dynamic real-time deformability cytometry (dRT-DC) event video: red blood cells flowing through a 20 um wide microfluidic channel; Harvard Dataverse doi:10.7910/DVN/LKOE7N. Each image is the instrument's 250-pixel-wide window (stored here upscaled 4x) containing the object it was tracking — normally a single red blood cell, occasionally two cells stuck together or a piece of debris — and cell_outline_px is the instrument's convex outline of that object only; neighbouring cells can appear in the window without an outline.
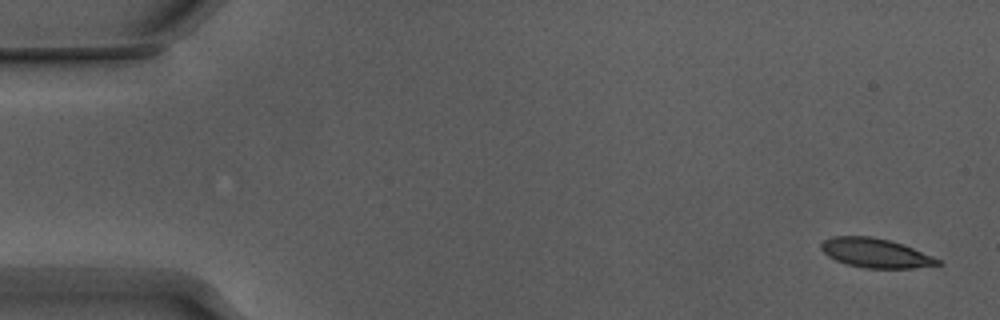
{"species": "Egyptian fruit bat (a non-hibernating species)", "species_latin": "Rousettus aegyptiacus", "temperature_condition": "warm", "stored_images_in_passage": 53, "camera_frame_rate_fps": 3000, "um_per_image_px": 0.085, "animal": {"sex": "male"}, "frame": {"image": 1, "passage_image": 1, "time_ms": 0.0, "image_size_px": [1000, 320], "cell_outline_px": [[944, 264], [912, 268], [864, 268], [848, 264], [836, 260], [828, 256], [820, 248], [820, 244], [824, 240], [832, 236], [872, 236], [904, 244], [932, 256], [940, 260]], "centroid_in_image_um": [74.42, 21.5], "position_along_channel_um": 10.6, "area_um2": 19.88}}
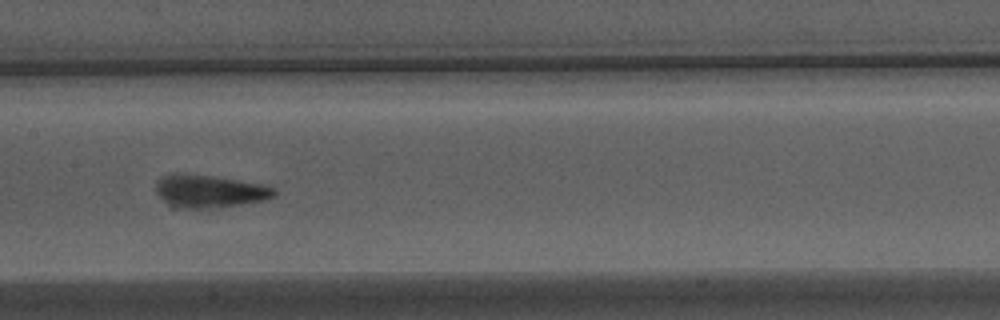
{"frame": {"image": 2, "passage_image": 26, "time_ms": 8.333, "image_size_px": [1000, 320], "cell_outline_px": [[276, 196], [264, 200], [224, 208], [172, 208], [156, 192], [156, 180], [160, 176], [180, 172], [236, 180], [260, 184], [276, 188]], "centroid_in_image_um": [17.78, 16.27], "position_along_channel_um": 189.6, "area_um2": 22.83}}
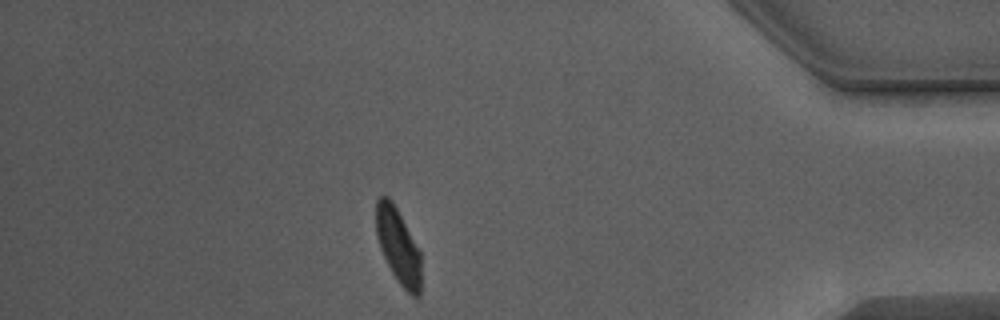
{"frame": {"image": 3, "passage_image": 46, "time_ms": 15.0, "image_size_px": [1000, 320], "cell_outline_px": [[420, 296], [412, 296], [400, 284], [392, 272], [380, 248], [376, 236], [376, 200], [380, 196], [388, 196], [396, 208], [420, 252]], "centroid_in_image_um": [33.83, 20.91], "position_along_channel_um": 401.4, "area_um2": 19.25}, "authors_computed_cell_mechanics": {"area_um2": 20.808, "velocity_mm_per_s": 3.8235, "shape_relaxation_time_tau1_ms": 2.8626, "shape_relaxation_time_tau2_ms": 1.6863, "deformation_change_tau1": 0.1419, "deformation_change_tau2": 0.1031}}